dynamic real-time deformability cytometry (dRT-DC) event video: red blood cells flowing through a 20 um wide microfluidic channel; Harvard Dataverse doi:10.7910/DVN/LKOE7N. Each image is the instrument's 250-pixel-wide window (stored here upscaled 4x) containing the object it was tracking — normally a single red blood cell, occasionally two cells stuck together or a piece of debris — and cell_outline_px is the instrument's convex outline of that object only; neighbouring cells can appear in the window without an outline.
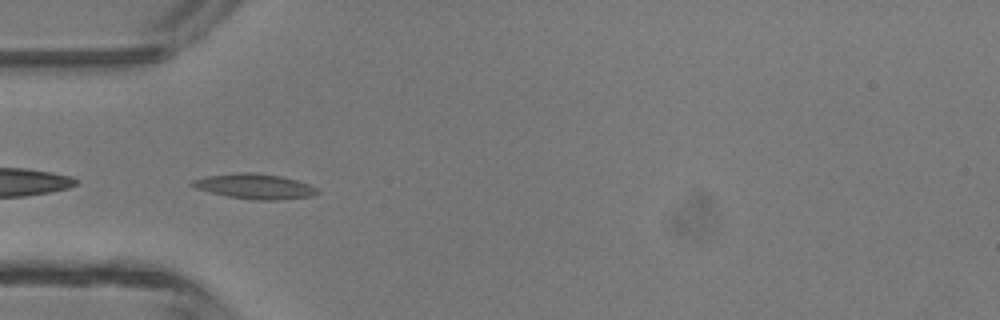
{"species": "common noctule bat (a hibernating species)", "species_latin": "Nyctalus noctula", "temperature_condition": "room temperature", "stored_images_in_passage": 33, "camera_frame_rate_fps": 3000, "um_per_image_px": 0.085, "animal": {"sex": "male", "body_mass_g": 13.3}, "frame": {"image": 1, "passage_image": 1, "time_ms": 0.0, "image_size_px": [1000, 320], "cell_outline_px": [[320, 192], [312, 196], [276, 200], [256, 200], [228, 196], [196, 188], [188, 184], [192, 180], [208, 176], [236, 172], [252, 172], [280, 176], [296, 180], [308, 184], [316, 188]], "centroid_in_image_um": [21.65, 15.83], "position_along_channel_um": 63.4, "area_um2": 18.09}}
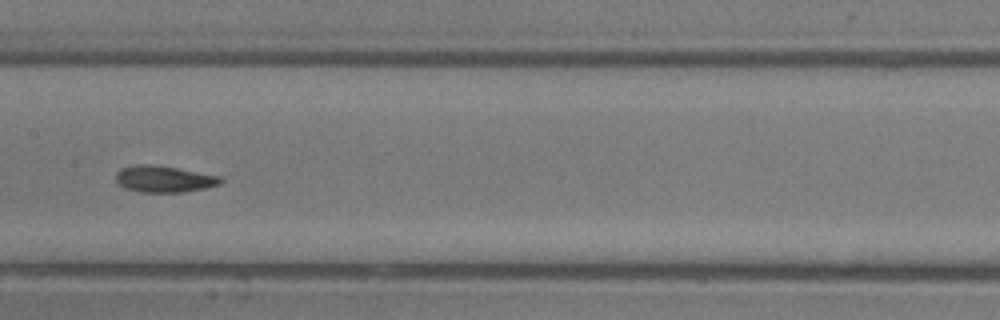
{"frame": {"image": 2, "passage_image": 10, "time_ms": 3.0, "image_size_px": [1000, 320], "cell_outline_px": [[224, 180], [220, 184], [204, 188], [184, 192], [140, 192], [124, 188], [116, 180], [116, 172], [120, 168], [140, 164], [148, 164], [176, 168], [220, 176]], "centroid_in_image_um": [13.93, 15.22], "position_along_channel_um": 193.5, "area_um2": 16.07}}
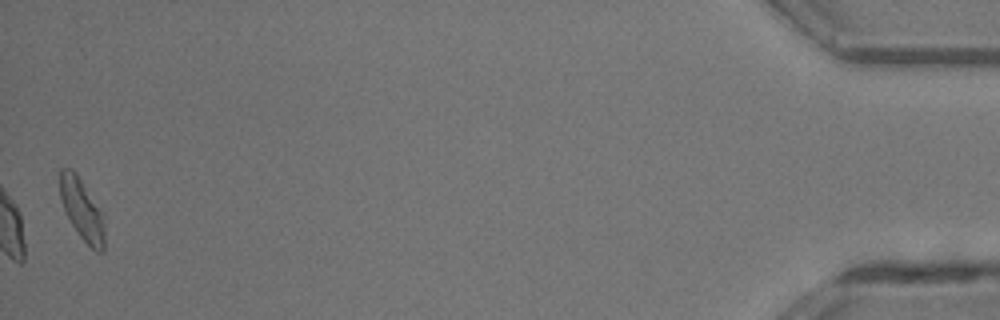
{"frame": {"image": 3, "passage_image": 33, "time_ms": 10.667, "image_size_px": [1000, 320], "cell_outline_px": [[104, 252], [96, 252], [80, 236], [72, 224], [64, 208], [60, 196], [60, 168], [72, 168], [76, 172], [104, 212]], "centroid_in_image_um": [7.0, 17.79], "position_along_channel_um": 428.2, "area_um2": 16.07}, "authors_computed_cell_mechanics": {"area_um2": 15.895, "velocity_mm_per_s": 4.3479, "shape_relaxation_time_tau1_ms": 2.4101, "shape_relaxation_time_tau2_ms": 2.0713, "deformation_change_tau1": 0.1418, "deformation_change_tau2": 0.0918}}